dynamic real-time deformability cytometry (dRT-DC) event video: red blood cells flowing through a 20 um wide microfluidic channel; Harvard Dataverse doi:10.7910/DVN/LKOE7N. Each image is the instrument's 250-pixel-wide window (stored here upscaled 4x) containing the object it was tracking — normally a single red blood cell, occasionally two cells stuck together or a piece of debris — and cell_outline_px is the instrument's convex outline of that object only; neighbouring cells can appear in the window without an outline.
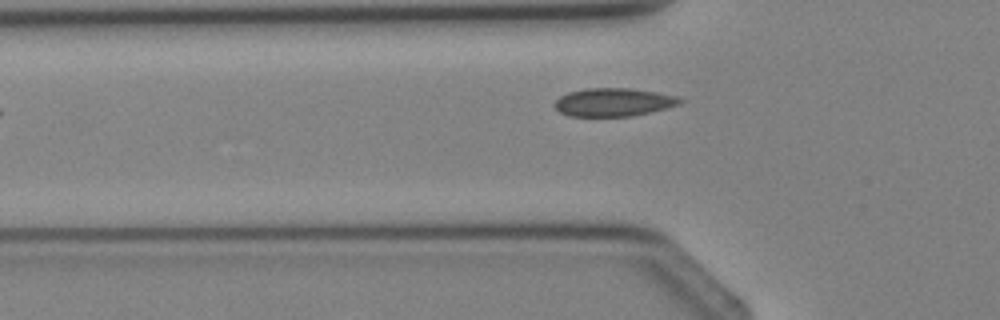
{"species": "Egyptian fruit bat (a non-hibernating species)", "species_latin": "Rousettus aegyptiacus", "temperature_condition": "cold", "stored_images_in_passage": 5, "camera_frame_rate_fps": 3000, "um_per_image_px": 0.085, "animal": {"sex": "female"}, "frame": {"image": 1, "passage_image": 5, "time_ms": 5.667, "image_size_px": [1000, 320], "cell_outline_px": [[684, 100], [680, 104], [648, 112], [628, 116], [568, 116], [560, 112], [556, 108], [556, 100], [560, 96], [568, 92], [584, 88], [628, 88], [656, 92], [676, 96]], "centroid_in_image_um": [52.12, 8.68], "position_along_channel_um": 73.7, "area_um2": 20.35}}